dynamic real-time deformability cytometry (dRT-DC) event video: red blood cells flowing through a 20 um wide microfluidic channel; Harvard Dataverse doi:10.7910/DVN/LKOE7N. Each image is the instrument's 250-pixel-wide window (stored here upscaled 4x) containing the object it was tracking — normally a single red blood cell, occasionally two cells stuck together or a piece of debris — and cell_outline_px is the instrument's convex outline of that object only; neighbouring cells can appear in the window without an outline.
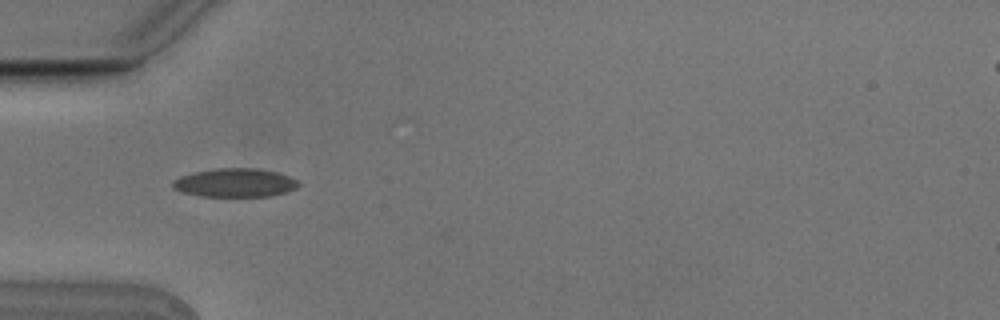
{"species": "Egyptian fruit bat (a non-hibernating species)", "species_latin": "Rousettus aegyptiacus", "temperature_condition": "cold", "stored_images_in_passage": 5, "camera_frame_rate_fps": 3000, "um_per_image_px": 0.085, "animal": {"sex": "male"}, "frame": {"image": 1, "passage_image": 4, "time_ms": 1.0, "image_size_px": [1000, 320], "cell_outline_px": [[300, 184], [296, 188], [288, 192], [272, 196], [200, 196], [184, 192], [172, 188], [172, 180], [180, 176], [196, 172], [216, 168], [256, 168], [276, 172], [288, 176], [296, 180]], "centroid_in_image_um": [19.98, 15.53], "position_along_channel_um": 65.0, "area_um2": 20.92}}